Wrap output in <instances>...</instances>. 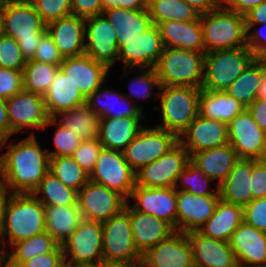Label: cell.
Returning <instances> with one entry per match:
<instances>
[{
    "label": "cell",
    "mask_w": 266,
    "mask_h": 267,
    "mask_svg": "<svg viewBox=\"0 0 266 267\" xmlns=\"http://www.w3.org/2000/svg\"><path fill=\"white\" fill-rule=\"evenodd\" d=\"M59 69L87 97L105 82L109 68L83 54L76 57L64 58Z\"/></svg>",
    "instance_id": "cell-24"
},
{
    "label": "cell",
    "mask_w": 266,
    "mask_h": 267,
    "mask_svg": "<svg viewBox=\"0 0 266 267\" xmlns=\"http://www.w3.org/2000/svg\"><path fill=\"white\" fill-rule=\"evenodd\" d=\"M70 267H104V263H92V264H74Z\"/></svg>",
    "instance_id": "cell-66"
},
{
    "label": "cell",
    "mask_w": 266,
    "mask_h": 267,
    "mask_svg": "<svg viewBox=\"0 0 266 267\" xmlns=\"http://www.w3.org/2000/svg\"><path fill=\"white\" fill-rule=\"evenodd\" d=\"M63 58L85 54V18L69 15L46 25Z\"/></svg>",
    "instance_id": "cell-25"
},
{
    "label": "cell",
    "mask_w": 266,
    "mask_h": 267,
    "mask_svg": "<svg viewBox=\"0 0 266 267\" xmlns=\"http://www.w3.org/2000/svg\"><path fill=\"white\" fill-rule=\"evenodd\" d=\"M46 24L29 0H6L2 34L12 37L26 61L34 58Z\"/></svg>",
    "instance_id": "cell-3"
},
{
    "label": "cell",
    "mask_w": 266,
    "mask_h": 267,
    "mask_svg": "<svg viewBox=\"0 0 266 267\" xmlns=\"http://www.w3.org/2000/svg\"><path fill=\"white\" fill-rule=\"evenodd\" d=\"M55 130L53 141L56 150L48 152V156H72L82 140L74 131L62 125L60 122Z\"/></svg>",
    "instance_id": "cell-48"
},
{
    "label": "cell",
    "mask_w": 266,
    "mask_h": 267,
    "mask_svg": "<svg viewBox=\"0 0 266 267\" xmlns=\"http://www.w3.org/2000/svg\"><path fill=\"white\" fill-rule=\"evenodd\" d=\"M260 160L266 163V136H265V142H264V149H263Z\"/></svg>",
    "instance_id": "cell-69"
},
{
    "label": "cell",
    "mask_w": 266,
    "mask_h": 267,
    "mask_svg": "<svg viewBox=\"0 0 266 267\" xmlns=\"http://www.w3.org/2000/svg\"><path fill=\"white\" fill-rule=\"evenodd\" d=\"M212 181V179L208 178L197 166L189 161L185 169L177 177L174 189L198 196L220 195L218 185L215 188L216 191L208 189V184ZM179 182L181 183L180 186L178 184Z\"/></svg>",
    "instance_id": "cell-44"
},
{
    "label": "cell",
    "mask_w": 266,
    "mask_h": 267,
    "mask_svg": "<svg viewBox=\"0 0 266 267\" xmlns=\"http://www.w3.org/2000/svg\"><path fill=\"white\" fill-rule=\"evenodd\" d=\"M157 27L164 47L205 52L200 18L194 21H164Z\"/></svg>",
    "instance_id": "cell-27"
},
{
    "label": "cell",
    "mask_w": 266,
    "mask_h": 267,
    "mask_svg": "<svg viewBox=\"0 0 266 267\" xmlns=\"http://www.w3.org/2000/svg\"><path fill=\"white\" fill-rule=\"evenodd\" d=\"M72 15L88 18L103 13L101 0H70Z\"/></svg>",
    "instance_id": "cell-56"
},
{
    "label": "cell",
    "mask_w": 266,
    "mask_h": 267,
    "mask_svg": "<svg viewBox=\"0 0 266 267\" xmlns=\"http://www.w3.org/2000/svg\"><path fill=\"white\" fill-rule=\"evenodd\" d=\"M261 82V58H256L226 89L246 108L256 100Z\"/></svg>",
    "instance_id": "cell-41"
},
{
    "label": "cell",
    "mask_w": 266,
    "mask_h": 267,
    "mask_svg": "<svg viewBox=\"0 0 266 267\" xmlns=\"http://www.w3.org/2000/svg\"><path fill=\"white\" fill-rule=\"evenodd\" d=\"M8 146L0 156L3 183L11 194L32 193L49 172L48 150L40 147L34 132Z\"/></svg>",
    "instance_id": "cell-1"
},
{
    "label": "cell",
    "mask_w": 266,
    "mask_h": 267,
    "mask_svg": "<svg viewBox=\"0 0 266 267\" xmlns=\"http://www.w3.org/2000/svg\"><path fill=\"white\" fill-rule=\"evenodd\" d=\"M58 122L74 131L82 141L98 138L100 117L86 103L64 111L56 118H50L43 129Z\"/></svg>",
    "instance_id": "cell-37"
},
{
    "label": "cell",
    "mask_w": 266,
    "mask_h": 267,
    "mask_svg": "<svg viewBox=\"0 0 266 267\" xmlns=\"http://www.w3.org/2000/svg\"><path fill=\"white\" fill-rule=\"evenodd\" d=\"M252 200L266 197V163L252 159L251 187Z\"/></svg>",
    "instance_id": "cell-54"
},
{
    "label": "cell",
    "mask_w": 266,
    "mask_h": 267,
    "mask_svg": "<svg viewBox=\"0 0 266 267\" xmlns=\"http://www.w3.org/2000/svg\"><path fill=\"white\" fill-rule=\"evenodd\" d=\"M89 177L90 181L115 191L127 201L136 185L135 171L118 150L102 148Z\"/></svg>",
    "instance_id": "cell-9"
},
{
    "label": "cell",
    "mask_w": 266,
    "mask_h": 267,
    "mask_svg": "<svg viewBox=\"0 0 266 267\" xmlns=\"http://www.w3.org/2000/svg\"><path fill=\"white\" fill-rule=\"evenodd\" d=\"M255 59L247 46L206 53L202 89L226 90Z\"/></svg>",
    "instance_id": "cell-7"
},
{
    "label": "cell",
    "mask_w": 266,
    "mask_h": 267,
    "mask_svg": "<svg viewBox=\"0 0 266 267\" xmlns=\"http://www.w3.org/2000/svg\"><path fill=\"white\" fill-rule=\"evenodd\" d=\"M85 54L109 69L119 59L116 29L103 14L85 18Z\"/></svg>",
    "instance_id": "cell-15"
},
{
    "label": "cell",
    "mask_w": 266,
    "mask_h": 267,
    "mask_svg": "<svg viewBox=\"0 0 266 267\" xmlns=\"http://www.w3.org/2000/svg\"><path fill=\"white\" fill-rule=\"evenodd\" d=\"M61 247L64 261L69 265L103 263L101 222L83 218Z\"/></svg>",
    "instance_id": "cell-11"
},
{
    "label": "cell",
    "mask_w": 266,
    "mask_h": 267,
    "mask_svg": "<svg viewBox=\"0 0 266 267\" xmlns=\"http://www.w3.org/2000/svg\"><path fill=\"white\" fill-rule=\"evenodd\" d=\"M49 172L77 193L90 180L89 173L72 156L50 157Z\"/></svg>",
    "instance_id": "cell-43"
},
{
    "label": "cell",
    "mask_w": 266,
    "mask_h": 267,
    "mask_svg": "<svg viewBox=\"0 0 266 267\" xmlns=\"http://www.w3.org/2000/svg\"><path fill=\"white\" fill-rule=\"evenodd\" d=\"M205 52L164 47L155 70L161 86L202 88Z\"/></svg>",
    "instance_id": "cell-4"
},
{
    "label": "cell",
    "mask_w": 266,
    "mask_h": 267,
    "mask_svg": "<svg viewBox=\"0 0 266 267\" xmlns=\"http://www.w3.org/2000/svg\"><path fill=\"white\" fill-rule=\"evenodd\" d=\"M243 207L221 199L214 214L198 229L204 236L228 242L233 232L243 222Z\"/></svg>",
    "instance_id": "cell-33"
},
{
    "label": "cell",
    "mask_w": 266,
    "mask_h": 267,
    "mask_svg": "<svg viewBox=\"0 0 266 267\" xmlns=\"http://www.w3.org/2000/svg\"><path fill=\"white\" fill-rule=\"evenodd\" d=\"M128 214L134 243L141 256L175 232L174 228L163 219L133 210L129 202Z\"/></svg>",
    "instance_id": "cell-26"
},
{
    "label": "cell",
    "mask_w": 266,
    "mask_h": 267,
    "mask_svg": "<svg viewBox=\"0 0 266 267\" xmlns=\"http://www.w3.org/2000/svg\"><path fill=\"white\" fill-rule=\"evenodd\" d=\"M45 230L62 246L83 217L78 205L44 206Z\"/></svg>",
    "instance_id": "cell-36"
},
{
    "label": "cell",
    "mask_w": 266,
    "mask_h": 267,
    "mask_svg": "<svg viewBox=\"0 0 266 267\" xmlns=\"http://www.w3.org/2000/svg\"><path fill=\"white\" fill-rule=\"evenodd\" d=\"M265 136L247 108L228 123L229 144L239 159L260 160Z\"/></svg>",
    "instance_id": "cell-17"
},
{
    "label": "cell",
    "mask_w": 266,
    "mask_h": 267,
    "mask_svg": "<svg viewBox=\"0 0 266 267\" xmlns=\"http://www.w3.org/2000/svg\"><path fill=\"white\" fill-rule=\"evenodd\" d=\"M190 5L199 15L207 14L221 5L220 0H183Z\"/></svg>",
    "instance_id": "cell-60"
},
{
    "label": "cell",
    "mask_w": 266,
    "mask_h": 267,
    "mask_svg": "<svg viewBox=\"0 0 266 267\" xmlns=\"http://www.w3.org/2000/svg\"><path fill=\"white\" fill-rule=\"evenodd\" d=\"M144 117L100 118L98 140L103 148L123 151L144 128Z\"/></svg>",
    "instance_id": "cell-28"
},
{
    "label": "cell",
    "mask_w": 266,
    "mask_h": 267,
    "mask_svg": "<svg viewBox=\"0 0 266 267\" xmlns=\"http://www.w3.org/2000/svg\"><path fill=\"white\" fill-rule=\"evenodd\" d=\"M189 161V153L178 143L168 153L136 171V185L147 188L174 187Z\"/></svg>",
    "instance_id": "cell-12"
},
{
    "label": "cell",
    "mask_w": 266,
    "mask_h": 267,
    "mask_svg": "<svg viewBox=\"0 0 266 267\" xmlns=\"http://www.w3.org/2000/svg\"><path fill=\"white\" fill-rule=\"evenodd\" d=\"M200 20L205 53L247 46L245 16L220 5Z\"/></svg>",
    "instance_id": "cell-5"
},
{
    "label": "cell",
    "mask_w": 266,
    "mask_h": 267,
    "mask_svg": "<svg viewBox=\"0 0 266 267\" xmlns=\"http://www.w3.org/2000/svg\"><path fill=\"white\" fill-rule=\"evenodd\" d=\"M239 267H266V233L243 221L228 241Z\"/></svg>",
    "instance_id": "cell-22"
},
{
    "label": "cell",
    "mask_w": 266,
    "mask_h": 267,
    "mask_svg": "<svg viewBox=\"0 0 266 267\" xmlns=\"http://www.w3.org/2000/svg\"><path fill=\"white\" fill-rule=\"evenodd\" d=\"M256 99H266V59L261 58V82L257 90Z\"/></svg>",
    "instance_id": "cell-64"
},
{
    "label": "cell",
    "mask_w": 266,
    "mask_h": 267,
    "mask_svg": "<svg viewBox=\"0 0 266 267\" xmlns=\"http://www.w3.org/2000/svg\"><path fill=\"white\" fill-rule=\"evenodd\" d=\"M245 109L246 107L226 90L209 91L202 88L200 90L198 111L204 118L228 124Z\"/></svg>",
    "instance_id": "cell-34"
},
{
    "label": "cell",
    "mask_w": 266,
    "mask_h": 267,
    "mask_svg": "<svg viewBox=\"0 0 266 267\" xmlns=\"http://www.w3.org/2000/svg\"><path fill=\"white\" fill-rule=\"evenodd\" d=\"M59 65L28 60L22 70L23 90L44 96Z\"/></svg>",
    "instance_id": "cell-42"
},
{
    "label": "cell",
    "mask_w": 266,
    "mask_h": 267,
    "mask_svg": "<svg viewBox=\"0 0 266 267\" xmlns=\"http://www.w3.org/2000/svg\"><path fill=\"white\" fill-rule=\"evenodd\" d=\"M239 160L230 144L193 153L190 161L208 178L218 181V186L225 180L235 163Z\"/></svg>",
    "instance_id": "cell-31"
},
{
    "label": "cell",
    "mask_w": 266,
    "mask_h": 267,
    "mask_svg": "<svg viewBox=\"0 0 266 267\" xmlns=\"http://www.w3.org/2000/svg\"><path fill=\"white\" fill-rule=\"evenodd\" d=\"M179 143L193 153L229 144L228 124L198 115L178 137Z\"/></svg>",
    "instance_id": "cell-18"
},
{
    "label": "cell",
    "mask_w": 266,
    "mask_h": 267,
    "mask_svg": "<svg viewBox=\"0 0 266 267\" xmlns=\"http://www.w3.org/2000/svg\"><path fill=\"white\" fill-rule=\"evenodd\" d=\"M147 9L155 25L164 21H194L200 18L183 0H148Z\"/></svg>",
    "instance_id": "cell-40"
},
{
    "label": "cell",
    "mask_w": 266,
    "mask_h": 267,
    "mask_svg": "<svg viewBox=\"0 0 266 267\" xmlns=\"http://www.w3.org/2000/svg\"><path fill=\"white\" fill-rule=\"evenodd\" d=\"M3 22H4V6H0V34L3 31Z\"/></svg>",
    "instance_id": "cell-67"
},
{
    "label": "cell",
    "mask_w": 266,
    "mask_h": 267,
    "mask_svg": "<svg viewBox=\"0 0 266 267\" xmlns=\"http://www.w3.org/2000/svg\"><path fill=\"white\" fill-rule=\"evenodd\" d=\"M59 244L46 231L19 241L11 246V252L4 253L5 267H18L33 257L53 252Z\"/></svg>",
    "instance_id": "cell-38"
},
{
    "label": "cell",
    "mask_w": 266,
    "mask_h": 267,
    "mask_svg": "<svg viewBox=\"0 0 266 267\" xmlns=\"http://www.w3.org/2000/svg\"><path fill=\"white\" fill-rule=\"evenodd\" d=\"M266 0H221V6L245 16Z\"/></svg>",
    "instance_id": "cell-57"
},
{
    "label": "cell",
    "mask_w": 266,
    "mask_h": 267,
    "mask_svg": "<svg viewBox=\"0 0 266 267\" xmlns=\"http://www.w3.org/2000/svg\"><path fill=\"white\" fill-rule=\"evenodd\" d=\"M103 146L98 138L93 140H83L76 148L72 157L89 174L99 157Z\"/></svg>",
    "instance_id": "cell-49"
},
{
    "label": "cell",
    "mask_w": 266,
    "mask_h": 267,
    "mask_svg": "<svg viewBox=\"0 0 266 267\" xmlns=\"http://www.w3.org/2000/svg\"><path fill=\"white\" fill-rule=\"evenodd\" d=\"M263 29H266V23L258 29L256 25H246L247 47L256 58L266 59V31L264 32Z\"/></svg>",
    "instance_id": "cell-53"
},
{
    "label": "cell",
    "mask_w": 266,
    "mask_h": 267,
    "mask_svg": "<svg viewBox=\"0 0 266 267\" xmlns=\"http://www.w3.org/2000/svg\"><path fill=\"white\" fill-rule=\"evenodd\" d=\"M11 137V128L8 120L6 100L0 98V149L5 148Z\"/></svg>",
    "instance_id": "cell-58"
},
{
    "label": "cell",
    "mask_w": 266,
    "mask_h": 267,
    "mask_svg": "<svg viewBox=\"0 0 266 267\" xmlns=\"http://www.w3.org/2000/svg\"><path fill=\"white\" fill-rule=\"evenodd\" d=\"M45 231L44 205L32 193L11 194L5 205L0 228L1 252L7 251L3 246L1 248V241L6 235L9 237L6 243L11 247Z\"/></svg>",
    "instance_id": "cell-2"
},
{
    "label": "cell",
    "mask_w": 266,
    "mask_h": 267,
    "mask_svg": "<svg viewBox=\"0 0 266 267\" xmlns=\"http://www.w3.org/2000/svg\"><path fill=\"white\" fill-rule=\"evenodd\" d=\"M32 194L44 206L78 205V193L68 188L55 175L48 172ZM39 194L41 198L38 196Z\"/></svg>",
    "instance_id": "cell-39"
},
{
    "label": "cell",
    "mask_w": 266,
    "mask_h": 267,
    "mask_svg": "<svg viewBox=\"0 0 266 267\" xmlns=\"http://www.w3.org/2000/svg\"><path fill=\"white\" fill-rule=\"evenodd\" d=\"M160 113L162 124L158 128L175 133L178 137L199 115L201 88L194 86H161Z\"/></svg>",
    "instance_id": "cell-6"
},
{
    "label": "cell",
    "mask_w": 266,
    "mask_h": 267,
    "mask_svg": "<svg viewBox=\"0 0 266 267\" xmlns=\"http://www.w3.org/2000/svg\"><path fill=\"white\" fill-rule=\"evenodd\" d=\"M251 176L252 159H239L219 185L220 199L244 208L252 200Z\"/></svg>",
    "instance_id": "cell-30"
},
{
    "label": "cell",
    "mask_w": 266,
    "mask_h": 267,
    "mask_svg": "<svg viewBox=\"0 0 266 267\" xmlns=\"http://www.w3.org/2000/svg\"><path fill=\"white\" fill-rule=\"evenodd\" d=\"M140 267H194L187 234L175 231L160 241L142 255Z\"/></svg>",
    "instance_id": "cell-19"
},
{
    "label": "cell",
    "mask_w": 266,
    "mask_h": 267,
    "mask_svg": "<svg viewBox=\"0 0 266 267\" xmlns=\"http://www.w3.org/2000/svg\"><path fill=\"white\" fill-rule=\"evenodd\" d=\"M103 5V10L108 8L119 7V0H101Z\"/></svg>",
    "instance_id": "cell-65"
},
{
    "label": "cell",
    "mask_w": 266,
    "mask_h": 267,
    "mask_svg": "<svg viewBox=\"0 0 266 267\" xmlns=\"http://www.w3.org/2000/svg\"><path fill=\"white\" fill-rule=\"evenodd\" d=\"M178 143L175 133L158 127H144L122 152L127 163L136 172L168 153Z\"/></svg>",
    "instance_id": "cell-10"
},
{
    "label": "cell",
    "mask_w": 266,
    "mask_h": 267,
    "mask_svg": "<svg viewBox=\"0 0 266 267\" xmlns=\"http://www.w3.org/2000/svg\"><path fill=\"white\" fill-rule=\"evenodd\" d=\"M135 69L143 71V74L131 79L130 83H132V85H129L131 96L128 94H124L134 103H136L135 100L137 101L138 99L150 98L154 86H156L158 89L161 88L160 81L157 77V73L154 68H147V69L135 68Z\"/></svg>",
    "instance_id": "cell-45"
},
{
    "label": "cell",
    "mask_w": 266,
    "mask_h": 267,
    "mask_svg": "<svg viewBox=\"0 0 266 267\" xmlns=\"http://www.w3.org/2000/svg\"><path fill=\"white\" fill-rule=\"evenodd\" d=\"M43 98L51 118H56L60 113L86 103L85 95L60 69L54 75Z\"/></svg>",
    "instance_id": "cell-29"
},
{
    "label": "cell",
    "mask_w": 266,
    "mask_h": 267,
    "mask_svg": "<svg viewBox=\"0 0 266 267\" xmlns=\"http://www.w3.org/2000/svg\"><path fill=\"white\" fill-rule=\"evenodd\" d=\"M176 231L187 233L198 230L213 214L220 195L198 196L176 191Z\"/></svg>",
    "instance_id": "cell-21"
},
{
    "label": "cell",
    "mask_w": 266,
    "mask_h": 267,
    "mask_svg": "<svg viewBox=\"0 0 266 267\" xmlns=\"http://www.w3.org/2000/svg\"><path fill=\"white\" fill-rule=\"evenodd\" d=\"M186 234L192 248L194 267H239L228 242L204 236L198 230Z\"/></svg>",
    "instance_id": "cell-23"
},
{
    "label": "cell",
    "mask_w": 266,
    "mask_h": 267,
    "mask_svg": "<svg viewBox=\"0 0 266 267\" xmlns=\"http://www.w3.org/2000/svg\"><path fill=\"white\" fill-rule=\"evenodd\" d=\"M6 106L11 135L23 128L43 129L51 118L43 96L26 90L6 99Z\"/></svg>",
    "instance_id": "cell-16"
},
{
    "label": "cell",
    "mask_w": 266,
    "mask_h": 267,
    "mask_svg": "<svg viewBox=\"0 0 266 267\" xmlns=\"http://www.w3.org/2000/svg\"><path fill=\"white\" fill-rule=\"evenodd\" d=\"M246 25H262L266 23V1L253 8L245 15Z\"/></svg>",
    "instance_id": "cell-61"
},
{
    "label": "cell",
    "mask_w": 266,
    "mask_h": 267,
    "mask_svg": "<svg viewBox=\"0 0 266 267\" xmlns=\"http://www.w3.org/2000/svg\"><path fill=\"white\" fill-rule=\"evenodd\" d=\"M34 60L39 62L60 65L64 60L58 48L54 44L52 36L46 30L37 45Z\"/></svg>",
    "instance_id": "cell-51"
},
{
    "label": "cell",
    "mask_w": 266,
    "mask_h": 267,
    "mask_svg": "<svg viewBox=\"0 0 266 267\" xmlns=\"http://www.w3.org/2000/svg\"><path fill=\"white\" fill-rule=\"evenodd\" d=\"M42 21L48 23L72 15L70 0H29Z\"/></svg>",
    "instance_id": "cell-47"
},
{
    "label": "cell",
    "mask_w": 266,
    "mask_h": 267,
    "mask_svg": "<svg viewBox=\"0 0 266 267\" xmlns=\"http://www.w3.org/2000/svg\"><path fill=\"white\" fill-rule=\"evenodd\" d=\"M26 60L12 37L0 34V67L22 71Z\"/></svg>",
    "instance_id": "cell-46"
},
{
    "label": "cell",
    "mask_w": 266,
    "mask_h": 267,
    "mask_svg": "<svg viewBox=\"0 0 266 267\" xmlns=\"http://www.w3.org/2000/svg\"><path fill=\"white\" fill-rule=\"evenodd\" d=\"M127 200L107 187L88 181L78 192L77 204L82 217L87 220L103 222L118 214Z\"/></svg>",
    "instance_id": "cell-14"
},
{
    "label": "cell",
    "mask_w": 266,
    "mask_h": 267,
    "mask_svg": "<svg viewBox=\"0 0 266 267\" xmlns=\"http://www.w3.org/2000/svg\"><path fill=\"white\" fill-rule=\"evenodd\" d=\"M102 14L116 29L117 40H130L153 25L148 9L130 10L115 7L103 10Z\"/></svg>",
    "instance_id": "cell-35"
},
{
    "label": "cell",
    "mask_w": 266,
    "mask_h": 267,
    "mask_svg": "<svg viewBox=\"0 0 266 267\" xmlns=\"http://www.w3.org/2000/svg\"><path fill=\"white\" fill-rule=\"evenodd\" d=\"M11 193L3 183V179H0V228L3 222V214L5 205L7 203L8 198L10 197Z\"/></svg>",
    "instance_id": "cell-63"
},
{
    "label": "cell",
    "mask_w": 266,
    "mask_h": 267,
    "mask_svg": "<svg viewBox=\"0 0 266 267\" xmlns=\"http://www.w3.org/2000/svg\"><path fill=\"white\" fill-rule=\"evenodd\" d=\"M243 220L266 233V197L251 200L243 208Z\"/></svg>",
    "instance_id": "cell-50"
},
{
    "label": "cell",
    "mask_w": 266,
    "mask_h": 267,
    "mask_svg": "<svg viewBox=\"0 0 266 267\" xmlns=\"http://www.w3.org/2000/svg\"><path fill=\"white\" fill-rule=\"evenodd\" d=\"M6 0H0V6H4Z\"/></svg>",
    "instance_id": "cell-71"
},
{
    "label": "cell",
    "mask_w": 266,
    "mask_h": 267,
    "mask_svg": "<svg viewBox=\"0 0 266 267\" xmlns=\"http://www.w3.org/2000/svg\"><path fill=\"white\" fill-rule=\"evenodd\" d=\"M103 233V263L140 266L142 256L137 252L130 217L128 202L118 214L101 222Z\"/></svg>",
    "instance_id": "cell-8"
},
{
    "label": "cell",
    "mask_w": 266,
    "mask_h": 267,
    "mask_svg": "<svg viewBox=\"0 0 266 267\" xmlns=\"http://www.w3.org/2000/svg\"><path fill=\"white\" fill-rule=\"evenodd\" d=\"M247 110L259 127L266 132V99H256Z\"/></svg>",
    "instance_id": "cell-59"
},
{
    "label": "cell",
    "mask_w": 266,
    "mask_h": 267,
    "mask_svg": "<svg viewBox=\"0 0 266 267\" xmlns=\"http://www.w3.org/2000/svg\"><path fill=\"white\" fill-rule=\"evenodd\" d=\"M101 91V92H100ZM110 98L109 102L108 99ZM112 98V100H111ZM105 101H104V100ZM114 102H110L113 101ZM108 102V103H107ZM86 104L100 117H114V118H123V117H144L142 114L143 106L136 105L124 94L116 92L114 90L102 89L101 86L89 94L86 97ZM118 104L123 107L127 105L124 109L119 108L117 110ZM122 104H124L122 106ZM135 104V105H134ZM119 105V106H120ZM118 106V107H119ZM116 107V108H114Z\"/></svg>",
    "instance_id": "cell-32"
},
{
    "label": "cell",
    "mask_w": 266,
    "mask_h": 267,
    "mask_svg": "<svg viewBox=\"0 0 266 267\" xmlns=\"http://www.w3.org/2000/svg\"><path fill=\"white\" fill-rule=\"evenodd\" d=\"M129 206L138 212L153 215L169 223L176 231L177 199L174 187L147 188L135 185Z\"/></svg>",
    "instance_id": "cell-20"
},
{
    "label": "cell",
    "mask_w": 266,
    "mask_h": 267,
    "mask_svg": "<svg viewBox=\"0 0 266 267\" xmlns=\"http://www.w3.org/2000/svg\"><path fill=\"white\" fill-rule=\"evenodd\" d=\"M22 90V71L0 67V98L6 100Z\"/></svg>",
    "instance_id": "cell-52"
},
{
    "label": "cell",
    "mask_w": 266,
    "mask_h": 267,
    "mask_svg": "<svg viewBox=\"0 0 266 267\" xmlns=\"http://www.w3.org/2000/svg\"><path fill=\"white\" fill-rule=\"evenodd\" d=\"M104 267H140L133 265H117V264H104Z\"/></svg>",
    "instance_id": "cell-68"
},
{
    "label": "cell",
    "mask_w": 266,
    "mask_h": 267,
    "mask_svg": "<svg viewBox=\"0 0 266 267\" xmlns=\"http://www.w3.org/2000/svg\"><path fill=\"white\" fill-rule=\"evenodd\" d=\"M59 267H70V265L64 261Z\"/></svg>",
    "instance_id": "cell-70"
},
{
    "label": "cell",
    "mask_w": 266,
    "mask_h": 267,
    "mask_svg": "<svg viewBox=\"0 0 266 267\" xmlns=\"http://www.w3.org/2000/svg\"><path fill=\"white\" fill-rule=\"evenodd\" d=\"M119 7L130 10L148 8V0H119Z\"/></svg>",
    "instance_id": "cell-62"
},
{
    "label": "cell",
    "mask_w": 266,
    "mask_h": 267,
    "mask_svg": "<svg viewBox=\"0 0 266 267\" xmlns=\"http://www.w3.org/2000/svg\"><path fill=\"white\" fill-rule=\"evenodd\" d=\"M63 262V250L59 245L53 252L35 256L31 260L22 262L18 267H59Z\"/></svg>",
    "instance_id": "cell-55"
},
{
    "label": "cell",
    "mask_w": 266,
    "mask_h": 267,
    "mask_svg": "<svg viewBox=\"0 0 266 267\" xmlns=\"http://www.w3.org/2000/svg\"><path fill=\"white\" fill-rule=\"evenodd\" d=\"M117 45L119 60L124 64L126 73L128 67L155 68L164 49L159 29L155 24L130 40H117Z\"/></svg>",
    "instance_id": "cell-13"
}]
</instances>
